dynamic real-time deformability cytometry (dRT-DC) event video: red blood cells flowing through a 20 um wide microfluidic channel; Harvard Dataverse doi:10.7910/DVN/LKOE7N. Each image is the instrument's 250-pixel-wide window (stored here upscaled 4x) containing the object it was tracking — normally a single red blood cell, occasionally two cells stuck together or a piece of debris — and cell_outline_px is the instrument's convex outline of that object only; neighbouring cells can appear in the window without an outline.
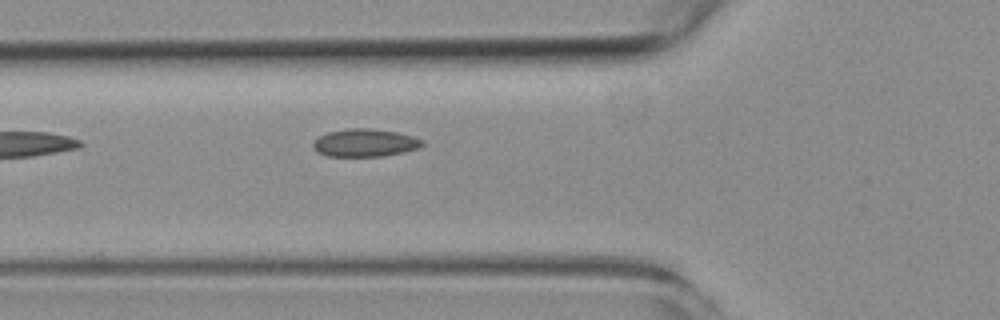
{"species": "common noctule bat (a hibernating species)", "species_latin": "Nyctalus noctula", "temperature_condition": "room temperature", "stored_images_in_passage": 5, "camera_frame_rate_fps": 3000, "um_per_image_px": 0.085, "animal": {"sex": "female", "body_mass_g": 19.3, "forearm_length_mm": 54.1}, "frame": {"image": 1, "passage_image": 5, "time_ms": 5.667, "image_size_px": [1000, 320], "cell_outline_px": [[424, 144], [420, 148], [404, 152], [384, 156], [328, 156], [316, 152], [312, 148], [312, 140], [328, 132], [348, 128], [372, 128], [396, 132], [412, 136], [424, 140]], "centroid_in_image_um": [31.0, 12.14], "position_along_channel_um": 94.8, "area_um2": 17.92}}